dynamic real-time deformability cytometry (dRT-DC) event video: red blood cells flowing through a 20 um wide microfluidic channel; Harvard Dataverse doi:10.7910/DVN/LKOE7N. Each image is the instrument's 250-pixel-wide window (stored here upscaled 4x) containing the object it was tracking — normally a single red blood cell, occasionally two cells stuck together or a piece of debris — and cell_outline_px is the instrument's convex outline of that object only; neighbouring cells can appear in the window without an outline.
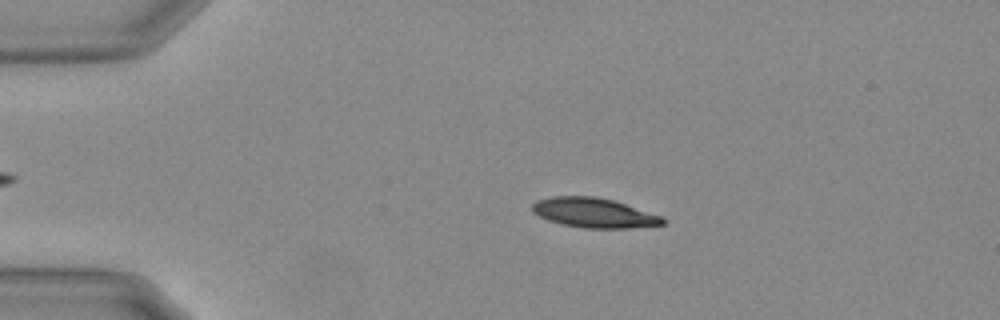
{"species": "Egyptian fruit bat (a non-hibernating species)", "species_latin": "Rousettus aegyptiacus", "temperature_condition": "warm", "stored_images_in_passage": 47, "camera_frame_rate_fps": 3000, "um_per_image_px": 0.085, "animal": {"sex": "female"}, "frame": {"image": 1, "passage_image": 11, "time_ms": 3.333, "image_size_px": [1000, 320], "cell_outline_px": [[668, 220], [664, 224], [628, 228], [584, 228], [560, 224], [548, 220], [532, 212], [532, 204], [536, 200], [552, 196], [596, 196], [612, 200], [664, 216]], "centroid_in_image_um": [50.5, 18.09], "position_along_channel_um": 34.5, "area_um2": 22.72}}
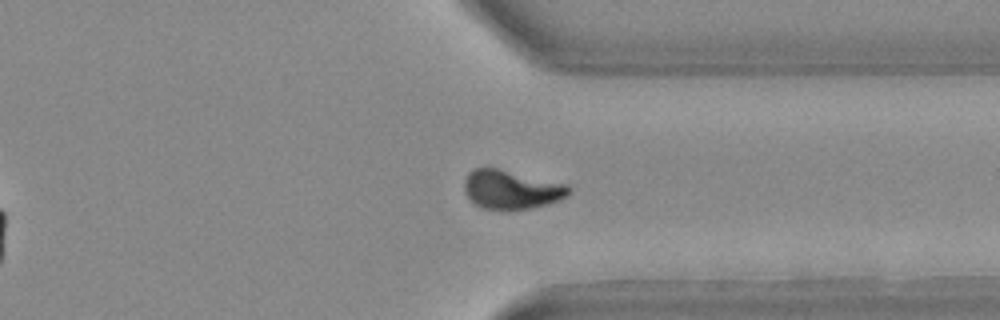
{"frame": {"image": 2, "passage_image": 42, "time_ms": 13.667, "image_size_px": [1000, 320], "cell_outline_px": [[572, 188], [568, 196], [560, 200], [548, 204], [532, 208], [508, 212], [484, 208], [476, 204], [464, 192], [464, 180], [468, 172], [472, 168], [500, 168], [568, 184]], "centroid_in_image_um": [43.49, 16.12], "position_along_channel_um": 367.9, "area_um2": 24.39}}
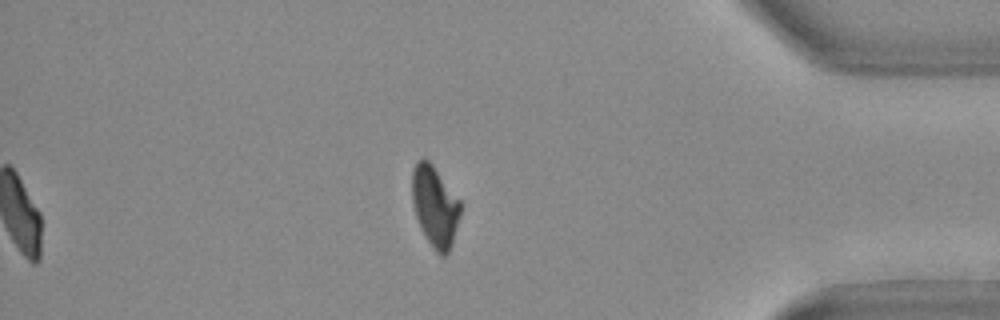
{"frame": {"image": 3, "passage_image": 47, "time_ms": 15.333, "image_size_px": [1000, 320], "cell_outline_px": [[460, 216], [452, 244], [448, 252], [444, 256], [440, 256], [436, 252], [428, 240], [416, 216], [412, 200], [412, 172], [416, 160], [424, 156], [432, 164], [460, 200]], "centroid_in_image_um": [36.96, 17.5], "position_along_channel_um": 398.2, "area_um2": 22.54}, "authors_computed_cell_mechanics": {"area_um2": 23.8714, "velocity_mm_per_s": 3.6963, "shape_relaxation_time_tau1_ms": 4.6953, "shape_relaxation_time_tau2_ms": 7.7243, "deformation_change_tau1": 0.1726, "deformation_change_tau2": 0.1048}}